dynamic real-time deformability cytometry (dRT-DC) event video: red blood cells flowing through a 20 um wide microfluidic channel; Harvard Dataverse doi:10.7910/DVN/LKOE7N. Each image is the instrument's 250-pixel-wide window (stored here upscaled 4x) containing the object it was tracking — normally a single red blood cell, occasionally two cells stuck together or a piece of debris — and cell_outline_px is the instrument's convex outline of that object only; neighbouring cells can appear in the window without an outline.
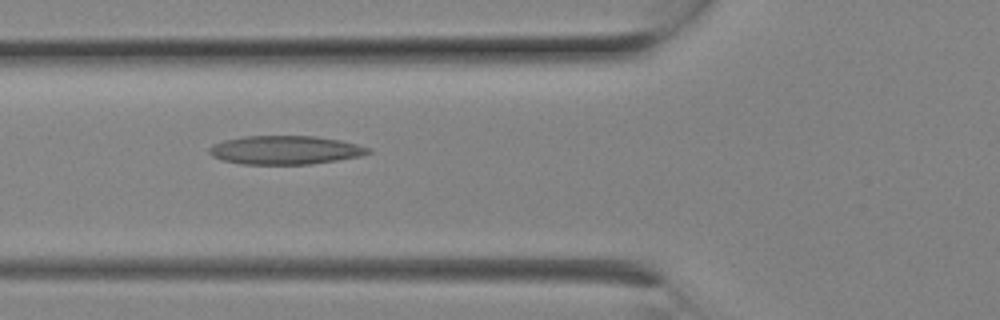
{"species": "Egyptian fruit bat (a non-hibernating species)", "species_latin": "Rousettus aegyptiacus", "temperature_condition": "room temperature", "stored_images_in_passage": 4, "camera_frame_rate_fps": 3000, "um_per_image_px": 0.085, "animal": {"sex": "female"}, "frame": {"image": 1, "passage_image": 3, "time_ms": 0.667, "image_size_px": [1000, 320], "cell_outline_px": [[372, 152], [360, 156], [312, 164], [240, 164], [224, 160], [212, 156], [208, 152], [208, 148], [212, 144], [224, 140], [244, 136], [316, 136], [340, 140], [372, 148]], "centroid_in_image_um": [24.24, 12.75], "position_along_channel_um": 101.6, "area_um2": 26.59}}
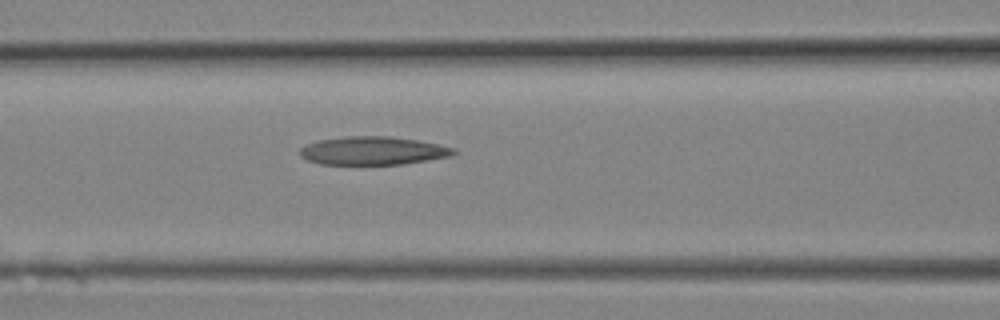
{"frame": {"image": 2, "passage_image": 4, "time_ms": 1.0, "image_size_px": [1000, 320], "cell_outline_px": [[456, 152], [452, 156], [428, 160], [400, 164], [320, 164], [308, 160], [300, 156], [300, 148], [304, 144], [316, 140], [348, 136], [388, 136], [416, 140], [440, 144], [456, 148]], "centroid_in_image_um": [31.69, 12.8], "position_along_channel_um": 134.9, "area_um2": 25.43}}